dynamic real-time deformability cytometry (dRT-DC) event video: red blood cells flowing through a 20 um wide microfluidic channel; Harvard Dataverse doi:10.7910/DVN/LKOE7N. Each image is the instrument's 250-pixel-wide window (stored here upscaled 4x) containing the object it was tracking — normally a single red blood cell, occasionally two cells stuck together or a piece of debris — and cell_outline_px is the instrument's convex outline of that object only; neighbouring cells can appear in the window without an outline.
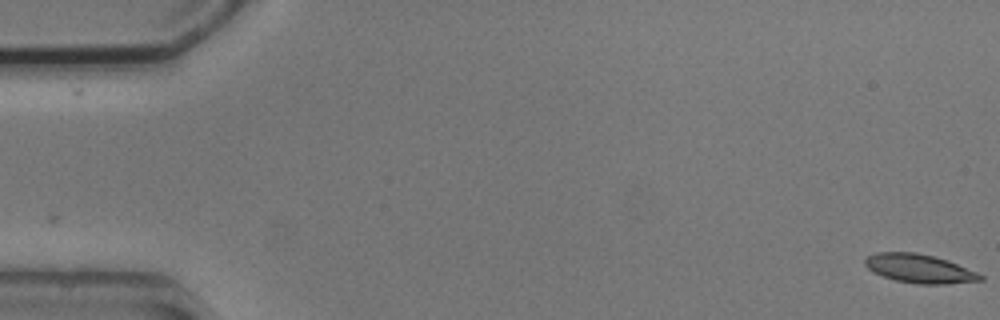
{"species": "common noctule bat (a hibernating species)", "species_latin": "Nyctalus noctula", "temperature_condition": "cold", "stored_images_in_passage": 5, "camera_frame_rate_fps": 3000, "um_per_image_px": 0.085, "animal": {"sex": "male", "body_mass_g": 20.5, "forearm_length_mm": 52.5}, "frame": {"image": 1, "passage_image": 1, "time_ms": 0.0, "image_size_px": [1000, 320], "cell_outline_px": [[984, 280], [948, 284], [916, 284], [896, 280], [872, 272], [864, 264], [864, 260], [868, 256], [876, 252], [916, 252], [948, 260], [976, 272], [984, 276]], "centroid_in_image_um": [78.15, 22.83], "position_along_channel_um": 6.9, "area_um2": 19.31}}